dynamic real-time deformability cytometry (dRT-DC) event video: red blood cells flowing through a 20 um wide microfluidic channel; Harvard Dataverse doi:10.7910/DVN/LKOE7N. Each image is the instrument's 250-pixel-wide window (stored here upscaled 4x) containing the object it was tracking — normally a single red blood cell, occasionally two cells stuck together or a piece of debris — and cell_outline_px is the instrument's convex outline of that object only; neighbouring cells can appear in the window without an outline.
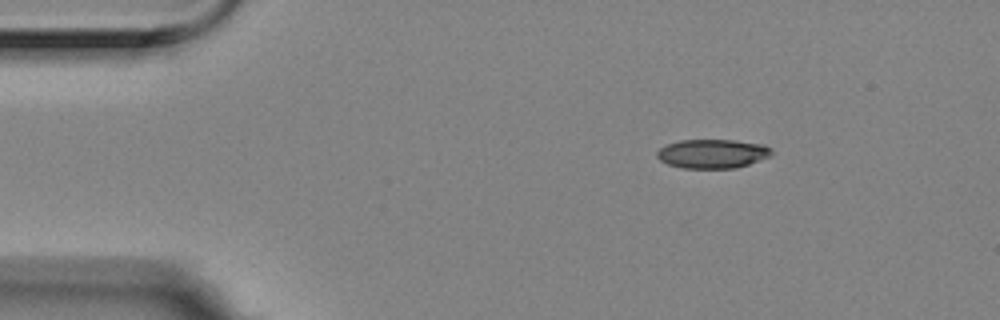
{"species": "Egyptian fruit bat (a non-hibernating species)", "species_latin": "Rousettus aegyptiacus", "temperature_condition": "room temperature", "stored_images_in_passage": 3, "camera_frame_rate_fps": 3000, "um_per_image_px": 0.085, "animal": {"sex": "female"}, "frame": {"image": 1, "passage_image": 1, "time_ms": 0.0, "image_size_px": [1000, 320], "cell_outline_px": [[772, 156], [736, 168], [680, 168], [668, 164], [660, 160], [656, 156], [656, 152], [660, 148], [668, 144], [680, 140], [732, 140], [764, 144], [772, 148]], "centroid_in_image_um": [60.57, 13.06], "position_along_channel_um": 24.4, "area_um2": 19.48}}